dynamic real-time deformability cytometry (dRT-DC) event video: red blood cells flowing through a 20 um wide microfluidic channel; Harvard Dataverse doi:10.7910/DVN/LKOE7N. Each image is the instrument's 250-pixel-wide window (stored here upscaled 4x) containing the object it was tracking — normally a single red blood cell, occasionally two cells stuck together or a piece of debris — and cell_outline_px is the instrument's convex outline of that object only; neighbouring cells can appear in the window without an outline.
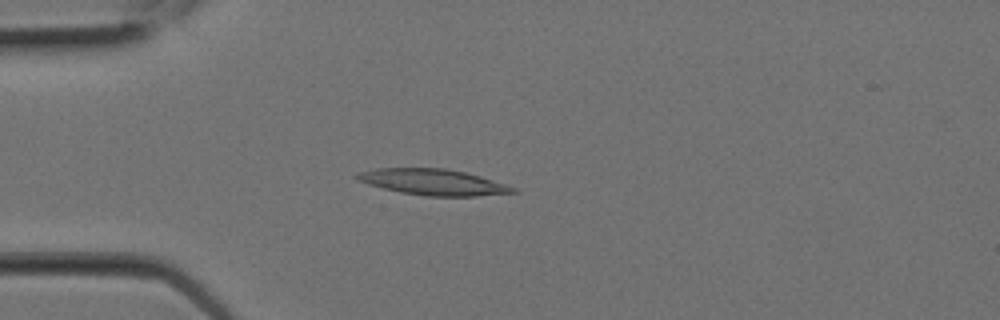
{"species": "Egyptian fruit bat (a non-hibernating species)", "species_latin": "Rousettus aegyptiacus", "temperature_condition": "room temperature", "stored_images_in_passage": 6, "camera_frame_rate_fps": 3000, "um_per_image_px": 0.085, "animal": {"sex": "female"}, "frame": {"image": 1, "passage_image": 4, "time_ms": 1.0, "image_size_px": [1000, 320], "cell_outline_px": [[520, 192], [476, 196], [424, 196], [400, 192], [368, 184], [356, 180], [352, 176], [356, 172], [376, 168], [444, 168], [464, 172], [480, 176], [516, 188]], "centroid_in_image_um": [36.76, 15.47], "position_along_channel_um": 48.2, "area_um2": 23.7}}
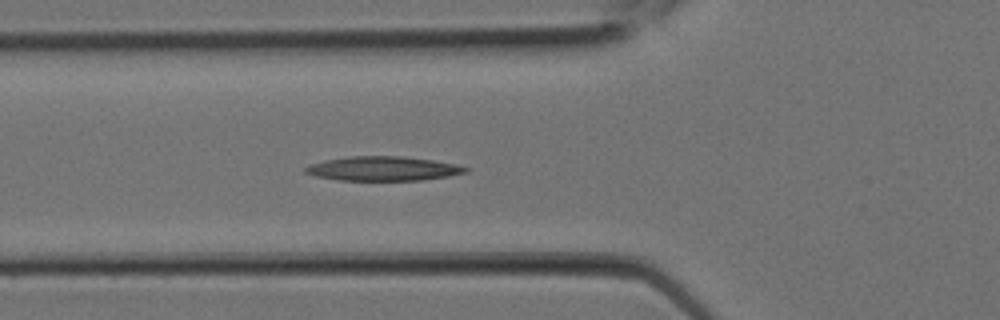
{"frame": {"image": 2, "passage_image": 6, "time_ms": 1.667, "image_size_px": [1000, 320], "cell_outline_px": [[468, 172], [448, 176], [424, 180], [336, 180], [316, 176], [304, 172], [304, 168], [312, 164], [324, 160], [348, 156], [400, 156], [432, 160], [456, 164], [468, 168]], "centroid_in_image_um": [32.55, 14.33], "position_along_channel_um": 93.2, "area_um2": 22.6}}